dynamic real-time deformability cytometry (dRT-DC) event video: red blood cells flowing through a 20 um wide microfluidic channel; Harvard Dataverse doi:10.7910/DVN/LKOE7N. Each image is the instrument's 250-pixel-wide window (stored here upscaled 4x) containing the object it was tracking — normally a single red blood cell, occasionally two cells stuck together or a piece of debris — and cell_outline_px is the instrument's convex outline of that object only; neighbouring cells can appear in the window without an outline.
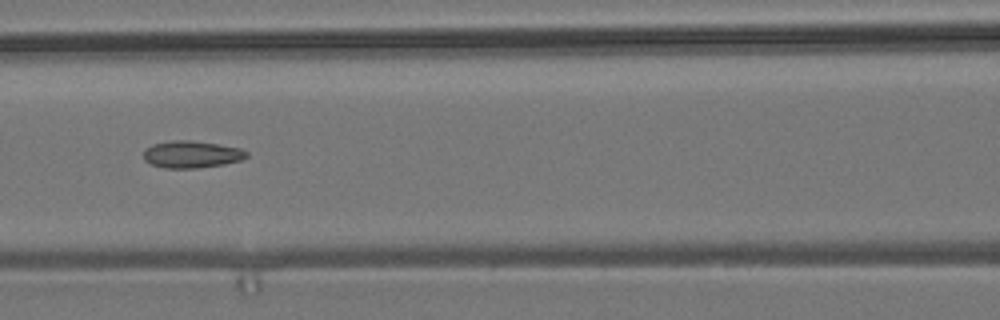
{"species": "common noctule bat (a hibernating species)", "species_latin": "Nyctalus noctula", "temperature_condition": "room temperature", "stored_images_in_passage": 11, "camera_frame_rate_fps": 3000, "um_per_image_px": 0.085, "animal": {"sex": "male", "body_mass_g": 19.2, "forearm_length_mm": 51.8}, "frame": {"image": 1, "passage_image": 7, "time_ms": 7.667, "image_size_px": [1000, 320], "cell_outline_px": [[248, 156], [240, 160], [224, 164], [196, 168], [164, 168], [152, 164], [144, 160], [144, 152], [152, 144], [172, 140], [192, 140], [240, 148], [248, 152]], "centroid_in_image_um": [16.29, 13.12], "position_along_channel_um": 150.3, "area_um2": 16.13}}
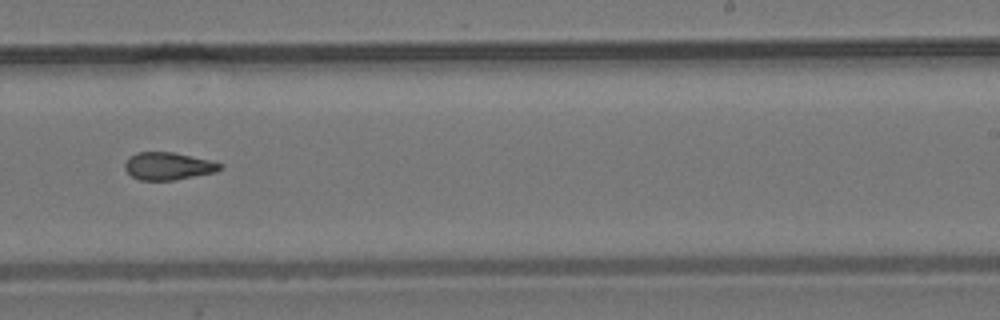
{"frame": {"image": 2, "passage_image": 10, "time_ms": 11.0, "image_size_px": [1000, 320], "cell_outline_px": [[224, 168], [216, 172], [172, 180], [140, 180], [132, 176], [124, 168], [124, 164], [128, 156], [136, 152], [172, 152], [212, 160], [224, 164]], "centroid_in_image_um": [14.32, 14.1], "position_along_channel_um": 274.7, "area_um2": 15.43}}
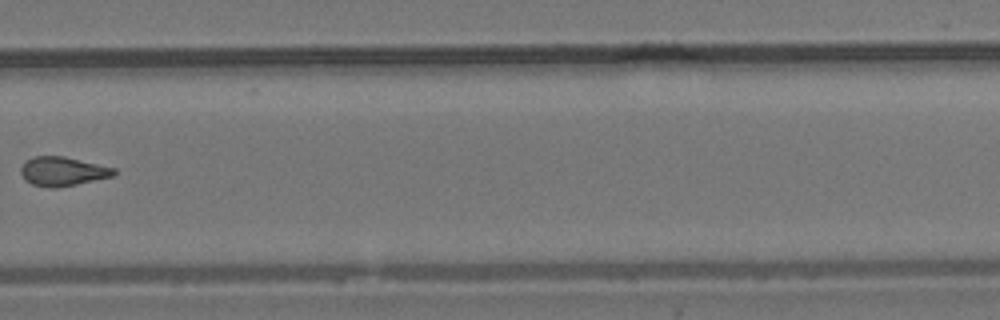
{"frame": {"image": 3, "passage_image": 11, "time_ms": 12.333, "image_size_px": [1000, 320], "cell_outline_px": [[116, 172], [112, 176], [76, 184], [56, 188], [52, 188], [32, 184], [24, 180], [20, 172], [20, 168], [32, 156], [64, 156], [116, 168]], "centroid_in_image_um": [5.31, 14.56], "position_along_channel_um": 324.5, "area_um2": 15.66}}